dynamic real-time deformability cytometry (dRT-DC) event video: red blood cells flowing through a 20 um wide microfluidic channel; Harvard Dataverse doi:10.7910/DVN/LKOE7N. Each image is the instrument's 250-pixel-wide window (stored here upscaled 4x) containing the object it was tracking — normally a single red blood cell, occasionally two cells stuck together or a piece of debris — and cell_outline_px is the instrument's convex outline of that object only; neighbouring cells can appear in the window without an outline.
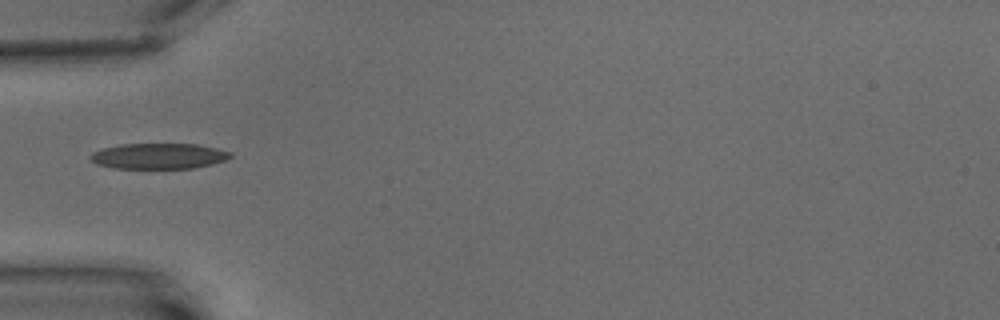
{"species": "common noctule bat (a hibernating species)", "species_latin": "Nyctalus noctula", "temperature_condition": "warm", "stored_images_in_passage": 3, "camera_frame_rate_fps": 3000, "um_per_image_px": 0.085, "animal": {"sex": "male", "body_mass_g": 15.6}, "frame": {"image": 1, "passage_image": 1, "time_ms": 0.0, "image_size_px": [1000, 320], "cell_outline_px": [[232, 156], [224, 160], [212, 164], [192, 168], [112, 168], [96, 164], [88, 156], [92, 152], [100, 148], [120, 144], [196, 144], [216, 148], [232, 152]], "centroid_in_image_um": [13.44, 13.26], "position_along_channel_um": 71.6, "area_um2": 20.98}}